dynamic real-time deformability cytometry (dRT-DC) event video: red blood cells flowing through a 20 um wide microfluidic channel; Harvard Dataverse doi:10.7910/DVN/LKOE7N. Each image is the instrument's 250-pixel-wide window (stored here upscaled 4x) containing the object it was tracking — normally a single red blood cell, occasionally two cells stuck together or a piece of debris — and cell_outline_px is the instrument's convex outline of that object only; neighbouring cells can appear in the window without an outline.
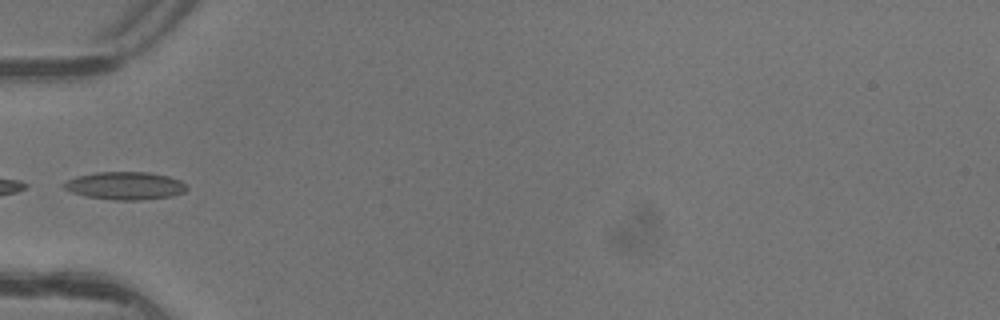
{"species": "common noctule bat (a hibernating species)", "species_latin": "Nyctalus noctula", "temperature_condition": "warm", "stored_images_in_passage": 4, "camera_frame_rate_fps": 3000, "um_per_image_px": 0.085, "animal": {"sex": "female"}, "frame": {"image": 1, "passage_image": 3, "time_ms": 0.667, "image_size_px": [1000, 320], "cell_outline_px": [[188, 188], [184, 192], [172, 196], [140, 200], [112, 200], [84, 196], [72, 192], [64, 188], [60, 184], [76, 176], [96, 172], [148, 172], [168, 176], [180, 180], [188, 184]], "centroid_in_image_um": [10.64, 15.79], "position_along_channel_um": 74.4, "area_um2": 20.11}}
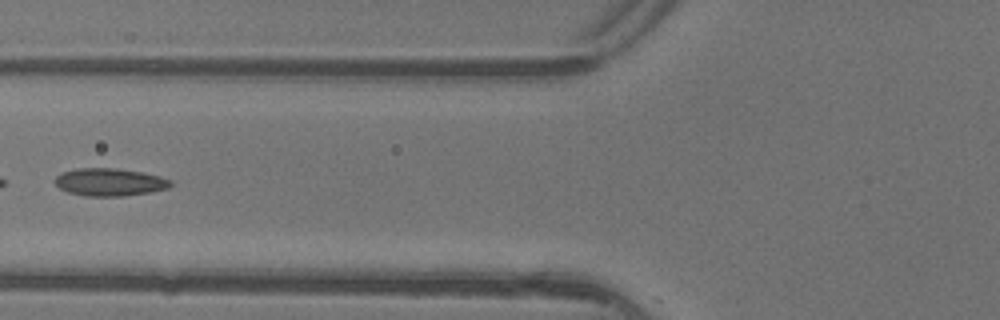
{"frame": {"image": 2, "passage_image": 4, "time_ms": 1.0, "image_size_px": [1000, 320], "cell_outline_px": [[172, 184], [168, 188], [148, 192], [124, 196], [84, 196], [68, 192], [60, 188], [56, 184], [56, 176], [64, 172], [76, 168], [116, 168], [140, 172], [160, 176], [172, 180]], "centroid_in_image_um": [9.33, 15.48], "position_along_channel_um": 116.5, "area_um2": 18.5}}